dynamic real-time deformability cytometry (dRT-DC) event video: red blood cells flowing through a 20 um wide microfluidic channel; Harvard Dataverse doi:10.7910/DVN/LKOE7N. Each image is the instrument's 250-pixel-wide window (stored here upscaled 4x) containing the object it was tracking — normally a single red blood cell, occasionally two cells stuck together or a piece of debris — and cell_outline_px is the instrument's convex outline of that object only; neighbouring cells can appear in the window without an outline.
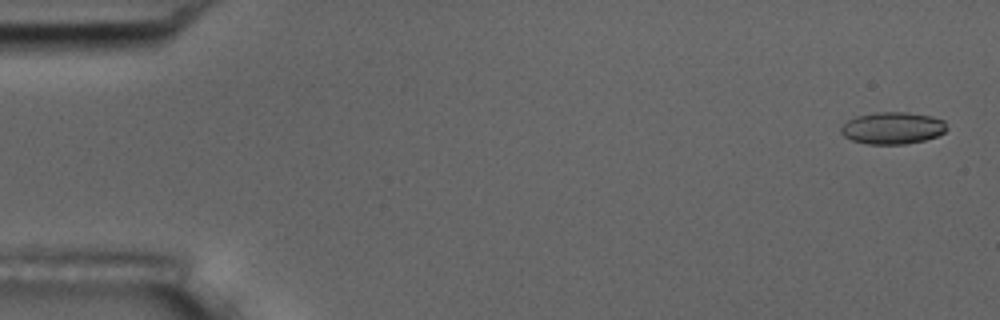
{"species": "common noctule bat (a hibernating species)", "species_latin": "Nyctalus noctula", "temperature_condition": "room temperature", "stored_images_in_passage": 4, "camera_frame_rate_fps": 3000, "um_per_image_px": 0.085, "animal": {"sex": "male", "body_mass_g": 17.5, "forearm_length_mm": 52.3}, "frame": {"image": 1, "passage_image": 1, "time_ms": 0.0, "image_size_px": [1000, 320], "cell_outline_px": [[948, 128], [944, 132], [936, 136], [924, 140], [904, 144], [868, 144], [852, 140], [844, 136], [840, 132], [840, 128], [848, 120], [856, 116], [876, 112], [904, 112], [932, 116], [944, 120]], "centroid_in_image_um": [75.87, 10.88], "position_along_channel_um": 9.1, "area_um2": 19.71}}